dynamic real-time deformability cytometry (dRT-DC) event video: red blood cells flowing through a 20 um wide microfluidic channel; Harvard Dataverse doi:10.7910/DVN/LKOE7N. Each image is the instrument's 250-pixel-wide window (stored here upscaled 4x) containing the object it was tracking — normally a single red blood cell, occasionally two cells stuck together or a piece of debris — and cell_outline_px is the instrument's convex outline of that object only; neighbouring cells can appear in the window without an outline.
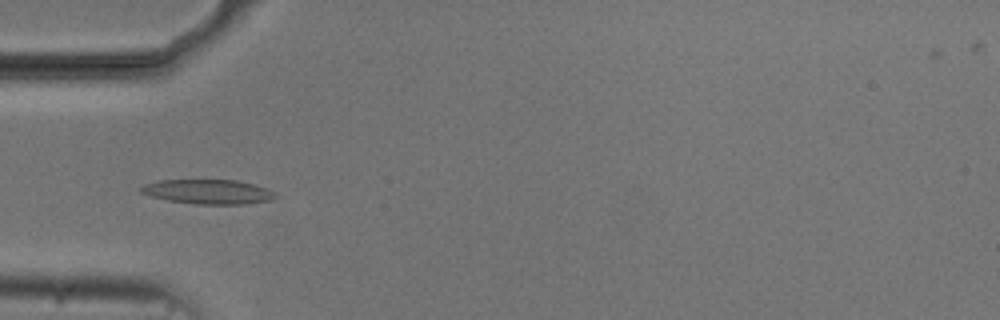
{"species": "common noctule bat (a hibernating species)", "species_latin": "Nyctalus noctula", "temperature_condition": "cold", "stored_images_in_passage": 40, "camera_frame_rate_fps": 3000, "um_per_image_px": 0.085, "animal": {"sex": "male", "body_mass_g": 20.5, "forearm_length_mm": 52.5}, "frame": {"image": 1, "passage_image": 3, "time_ms": 0.667, "image_size_px": [1000, 320], "cell_outline_px": [[280, 196], [272, 200], [248, 204], [196, 204], [168, 200], [152, 196], [140, 192], [136, 188], [144, 184], [160, 180], [236, 180], [268, 188], [276, 192]], "centroid_in_image_um": [17.73, 16.3], "position_along_channel_um": 67.3, "area_um2": 19.42}}
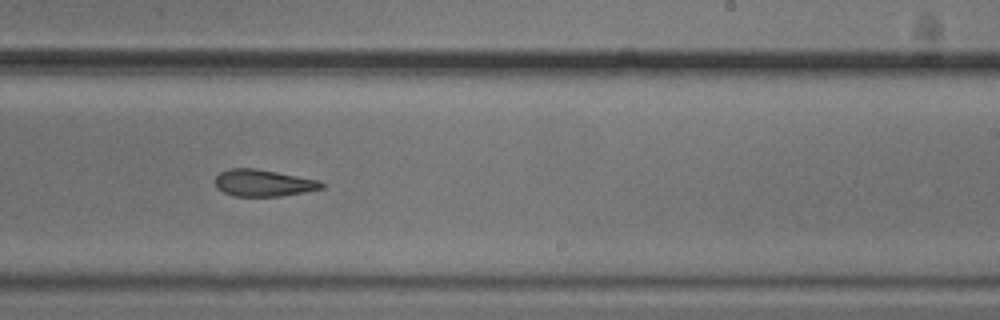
{"frame": {"image": 2, "passage_image": 19, "time_ms": 6.0, "image_size_px": [1000, 320], "cell_outline_px": [[328, 184], [324, 188], [304, 192], [280, 196], [232, 196], [216, 188], [216, 176], [220, 172], [228, 168], [256, 168], [316, 180]], "centroid_in_image_um": [22.37, 15.55], "position_along_channel_um": 266.6, "area_um2": 16.59}}
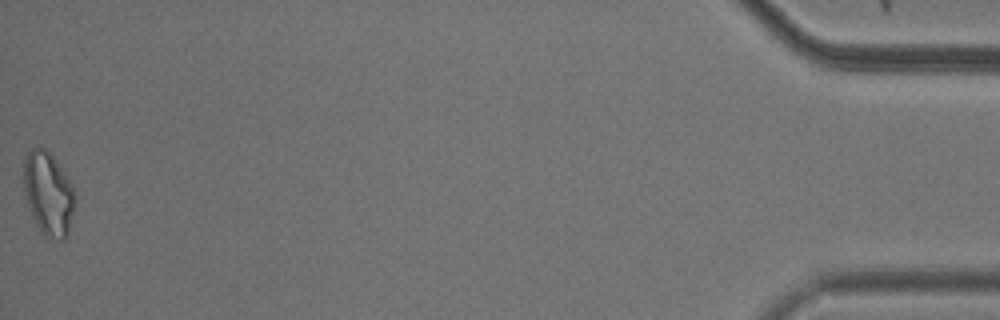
{"frame": {"image": 3, "passage_image": 40, "time_ms": 13.0, "image_size_px": [1000, 320], "cell_outline_px": [[72, 212], [68, 232], [64, 240], [60, 240], [40, 232], [32, 216], [28, 204], [24, 188], [24, 152], [32, 148], [44, 148], [52, 156], [72, 184]], "centroid_in_image_um": [4.06, 16.42], "position_along_channel_um": 431.1, "area_um2": 24.1}, "authors_computed_cell_mechanics": {"area_um2": 18.0625, "velocity_mm_per_s": 3.7312, "shape_relaxation_time_tau1_ms": 11.2338, "shape_relaxation_time_tau2_ms": 6.0733, "deformation_change_tau1": 0.2077, "deformation_change_tau2": 0.1773}}